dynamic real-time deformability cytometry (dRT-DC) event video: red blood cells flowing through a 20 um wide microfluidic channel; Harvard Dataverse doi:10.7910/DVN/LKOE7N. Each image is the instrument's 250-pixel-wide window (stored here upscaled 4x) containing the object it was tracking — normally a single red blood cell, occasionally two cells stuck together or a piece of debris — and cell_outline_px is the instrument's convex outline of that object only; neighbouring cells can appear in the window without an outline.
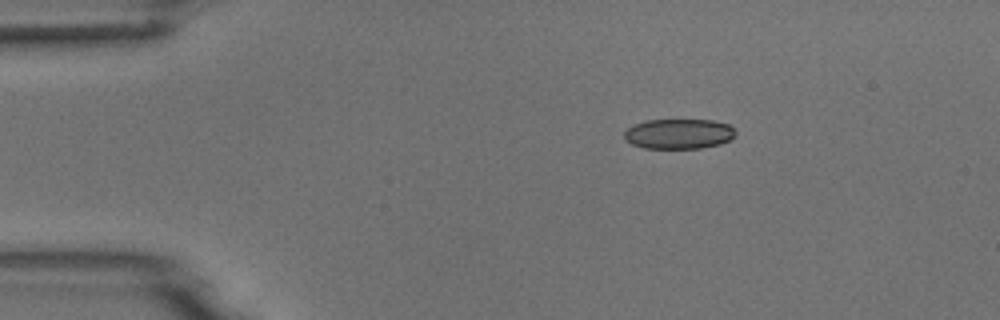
{"species": "common noctule bat (a hibernating species)", "species_latin": "Nyctalus noctula", "temperature_condition": "room temperature", "stored_images_in_passage": 4, "camera_frame_rate_fps": 3000, "um_per_image_px": 0.085, "animal": {"sex": "male", "body_mass_g": 18.8}, "frame": {"image": 1, "passage_image": 2, "time_ms": 1.333, "image_size_px": [1000, 320], "cell_outline_px": [[736, 136], [720, 144], [700, 148], [644, 148], [632, 144], [624, 140], [624, 132], [628, 128], [636, 124], [648, 120], [712, 120], [728, 124], [736, 132]], "centroid_in_image_um": [57.69, 11.38], "position_along_channel_um": 27.3, "area_um2": 19.42}}
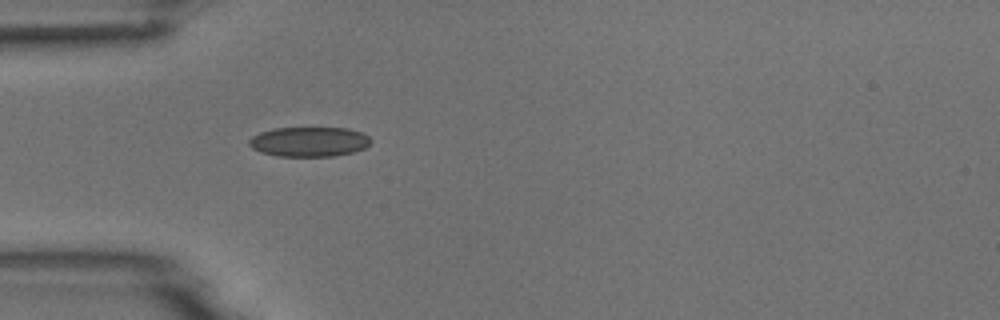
{"frame": {"image": 2, "passage_image": 4, "time_ms": 3.667, "image_size_px": [1000, 320], "cell_outline_px": [[372, 140], [364, 148], [352, 152], [332, 156], [276, 156], [260, 152], [252, 148], [248, 144], [248, 140], [252, 136], [260, 132], [276, 128], [348, 128], [360, 132], [368, 136]], "centroid_in_image_um": [26.24, 12.05], "position_along_channel_um": 58.8, "area_um2": 21.04}}